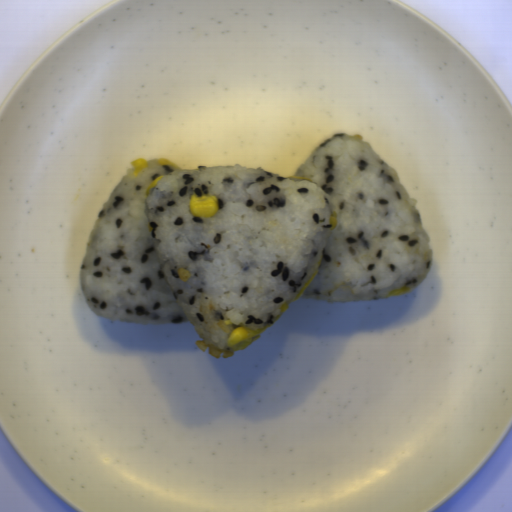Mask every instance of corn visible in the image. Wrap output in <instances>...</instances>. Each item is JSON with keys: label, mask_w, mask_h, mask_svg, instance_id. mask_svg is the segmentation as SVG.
<instances>
[{"label": "corn", "mask_w": 512, "mask_h": 512, "mask_svg": "<svg viewBox=\"0 0 512 512\" xmlns=\"http://www.w3.org/2000/svg\"><path fill=\"white\" fill-rule=\"evenodd\" d=\"M162 176H158L156 179H154L147 187L146 189V197L156 188L157 184L163 179Z\"/></svg>", "instance_id": "corn-6"}, {"label": "corn", "mask_w": 512, "mask_h": 512, "mask_svg": "<svg viewBox=\"0 0 512 512\" xmlns=\"http://www.w3.org/2000/svg\"><path fill=\"white\" fill-rule=\"evenodd\" d=\"M288 309H289L288 306L286 304H283L279 311L280 312H285V311H288Z\"/></svg>", "instance_id": "corn-11"}, {"label": "corn", "mask_w": 512, "mask_h": 512, "mask_svg": "<svg viewBox=\"0 0 512 512\" xmlns=\"http://www.w3.org/2000/svg\"><path fill=\"white\" fill-rule=\"evenodd\" d=\"M158 163L161 166H171L174 169H178V166L175 163H173L172 161H170L169 159H166L164 157L163 158H158Z\"/></svg>", "instance_id": "corn-8"}, {"label": "corn", "mask_w": 512, "mask_h": 512, "mask_svg": "<svg viewBox=\"0 0 512 512\" xmlns=\"http://www.w3.org/2000/svg\"><path fill=\"white\" fill-rule=\"evenodd\" d=\"M177 273H178V277H179V279H180L182 282H187V281H188V279H189V278H190V276H191L190 272H189L187 269H185L184 267H183V268L178 269Z\"/></svg>", "instance_id": "corn-4"}, {"label": "corn", "mask_w": 512, "mask_h": 512, "mask_svg": "<svg viewBox=\"0 0 512 512\" xmlns=\"http://www.w3.org/2000/svg\"><path fill=\"white\" fill-rule=\"evenodd\" d=\"M290 179H295V180H308V181H311V179L307 178V177H302V176H296V175H291L290 177H288ZM312 182V181H311Z\"/></svg>", "instance_id": "corn-10"}, {"label": "corn", "mask_w": 512, "mask_h": 512, "mask_svg": "<svg viewBox=\"0 0 512 512\" xmlns=\"http://www.w3.org/2000/svg\"><path fill=\"white\" fill-rule=\"evenodd\" d=\"M219 203L218 198L211 195H201L197 194L191 195L189 211L198 218H208L213 217L218 213Z\"/></svg>", "instance_id": "corn-2"}, {"label": "corn", "mask_w": 512, "mask_h": 512, "mask_svg": "<svg viewBox=\"0 0 512 512\" xmlns=\"http://www.w3.org/2000/svg\"><path fill=\"white\" fill-rule=\"evenodd\" d=\"M130 164L134 167L133 173H134L135 177L138 174H140L142 171L147 169L149 166L148 161H146L145 159H142V158H137V159L133 160Z\"/></svg>", "instance_id": "corn-3"}, {"label": "corn", "mask_w": 512, "mask_h": 512, "mask_svg": "<svg viewBox=\"0 0 512 512\" xmlns=\"http://www.w3.org/2000/svg\"><path fill=\"white\" fill-rule=\"evenodd\" d=\"M329 224L332 225L331 230H334L338 224V214L333 212V214L329 218Z\"/></svg>", "instance_id": "corn-9"}, {"label": "corn", "mask_w": 512, "mask_h": 512, "mask_svg": "<svg viewBox=\"0 0 512 512\" xmlns=\"http://www.w3.org/2000/svg\"><path fill=\"white\" fill-rule=\"evenodd\" d=\"M410 291H411V289L409 287H404L402 289H397V290H391L388 293V297H397V296L409 293Z\"/></svg>", "instance_id": "corn-5"}, {"label": "corn", "mask_w": 512, "mask_h": 512, "mask_svg": "<svg viewBox=\"0 0 512 512\" xmlns=\"http://www.w3.org/2000/svg\"><path fill=\"white\" fill-rule=\"evenodd\" d=\"M265 330H267L265 326L260 328H250L246 325L236 326L229 334L227 347L234 351L244 349Z\"/></svg>", "instance_id": "corn-1"}, {"label": "corn", "mask_w": 512, "mask_h": 512, "mask_svg": "<svg viewBox=\"0 0 512 512\" xmlns=\"http://www.w3.org/2000/svg\"><path fill=\"white\" fill-rule=\"evenodd\" d=\"M317 272H314L313 275L303 284L302 288L300 289L299 293L297 294L295 301L301 297L306 287L309 285V283L314 279V277L317 275Z\"/></svg>", "instance_id": "corn-7"}]
</instances>
